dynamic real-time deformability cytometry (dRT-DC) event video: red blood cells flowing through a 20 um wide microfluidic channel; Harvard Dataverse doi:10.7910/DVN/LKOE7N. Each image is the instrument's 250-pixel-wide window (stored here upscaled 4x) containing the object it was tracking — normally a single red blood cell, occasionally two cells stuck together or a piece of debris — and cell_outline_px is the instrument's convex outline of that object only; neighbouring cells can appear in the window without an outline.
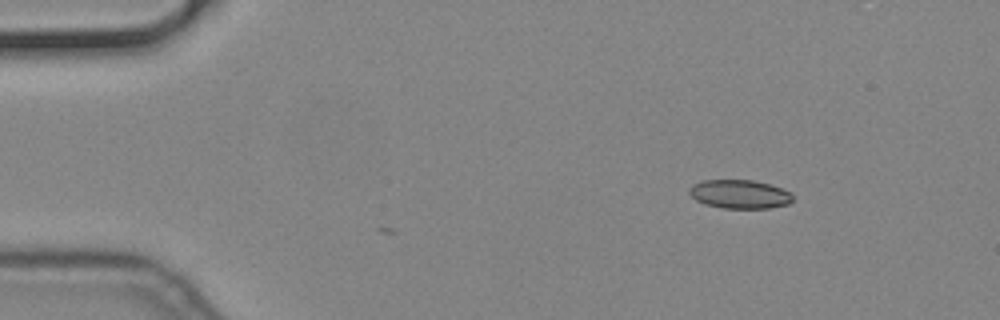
{"species": "common noctule bat (a hibernating species)", "species_latin": "Nyctalus noctula", "temperature_condition": "cold", "stored_images_in_passage": 3, "camera_frame_rate_fps": 3000, "um_per_image_px": 0.085, "animal": {"sex": "male", "body_mass_g": 19.2, "forearm_length_mm": 51.8}, "frame": {"image": 1, "passage_image": 3, "time_ms": 0.667, "image_size_px": [1000, 320], "cell_outline_px": [[792, 200], [788, 204], [768, 208], [724, 208], [704, 204], [696, 200], [688, 192], [688, 188], [692, 184], [704, 180], [752, 180], [768, 184], [792, 192]], "centroid_in_image_um": [62.84, 16.5], "position_along_channel_um": 22.2, "area_um2": 17.28}}